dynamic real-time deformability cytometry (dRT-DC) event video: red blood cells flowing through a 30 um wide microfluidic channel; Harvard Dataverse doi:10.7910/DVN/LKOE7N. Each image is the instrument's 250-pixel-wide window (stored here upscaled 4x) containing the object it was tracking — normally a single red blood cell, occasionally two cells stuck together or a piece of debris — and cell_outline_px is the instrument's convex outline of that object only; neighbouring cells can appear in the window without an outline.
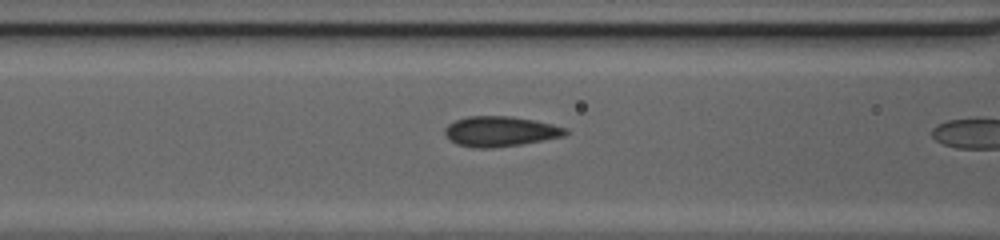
{"species": "common noctule bat (a hibernating species)", "species_latin": "Nyctalus noctula", "temperature_condition": "cold", "stored_images_in_passage": 9, "camera_frame_rate_fps": 3000, "um_per_image_px": 0.085, "animal": {"sex": "female", "body_mass_g": 20.0, "forearm_length_mm": 54.0}, "frame": {"image": 1, "passage_image": 7, "time_ms": 2.0, "image_size_px": [1000, 240], "cell_outline_px": [[568, 132], [564, 136], [520, 144], [492, 148], [476, 148], [456, 144], [444, 132], [444, 128], [448, 124], [456, 120], [468, 116], [512, 116], [536, 120], [568, 128]], "centroid_in_image_um": [42.53, 11.16], "position_along_channel_um": 124.1, "area_um2": 21.15}}